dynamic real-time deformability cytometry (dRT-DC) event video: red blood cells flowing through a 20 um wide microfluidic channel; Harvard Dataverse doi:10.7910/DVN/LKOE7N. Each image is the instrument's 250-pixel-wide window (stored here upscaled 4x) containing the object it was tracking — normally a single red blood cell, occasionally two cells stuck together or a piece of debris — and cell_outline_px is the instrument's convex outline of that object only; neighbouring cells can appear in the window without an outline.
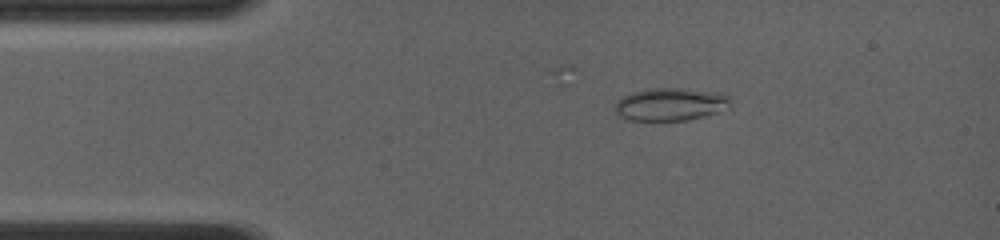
{"species": "common noctule bat (a hibernating species)", "species_latin": "Nyctalus noctula", "temperature_condition": "room temperature", "stored_images_in_passage": 33, "camera_frame_rate_fps": 4000, "um_per_image_px": 0.085, "animal": {"sex": "female", "body_mass_g": 19.0, "forearm_length_mm": 56.7}, "frame": {"image": 1, "passage_image": 2, "time_ms": 0.25, "image_size_px": [1000, 240], "cell_outline_px": [[732, 100], [720, 112], [688, 120], [628, 120], [620, 116], [616, 112], [616, 104], [624, 96], [632, 92], [648, 88], [680, 88], [720, 92], [732, 96]], "centroid_in_image_um": [57.04, 8.85], "position_along_channel_um": 28.0, "area_um2": 22.02}}
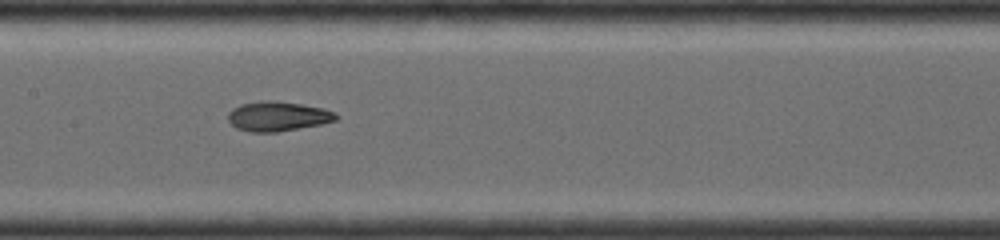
{"frame": {"image": 2, "passage_image": 21, "time_ms": 5.0, "image_size_px": [1000, 240], "cell_outline_px": [[340, 116], [336, 120], [320, 124], [276, 132], [248, 132], [236, 128], [228, 120], [228, 112], [232, 108], [240, 104], [260, 100], [276, 100], [324, 108], [336, 112]], "centroid_in_image_um": [23.6, 9.87], "position_along_channel_um": 183.8, "area_um2": 18.84}}
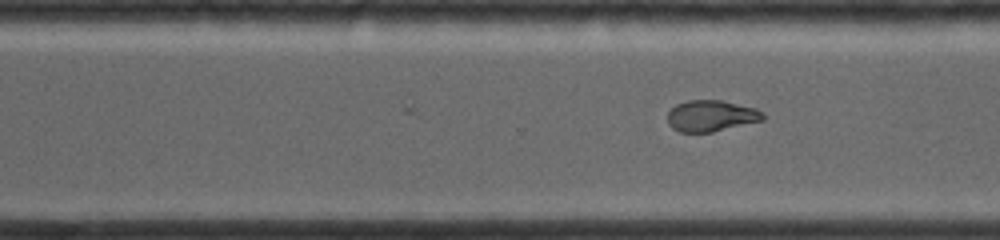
{"frame": {"image": 3, "passage_image": 33, "time_ms": 8.0, "image_size_px": [1000, 240], "cell_outline_px": [[764, 120], [712, 132], [680, 132], [672, 128], [668, 124], [668, 112], [676, 104], [688, 100], [720, 100], [756, 108], [764, 112]], "centroid_in_image_um": [60.45, 9.85], "position_along_channel_um": 310.2, "area_um2": 17.4}}